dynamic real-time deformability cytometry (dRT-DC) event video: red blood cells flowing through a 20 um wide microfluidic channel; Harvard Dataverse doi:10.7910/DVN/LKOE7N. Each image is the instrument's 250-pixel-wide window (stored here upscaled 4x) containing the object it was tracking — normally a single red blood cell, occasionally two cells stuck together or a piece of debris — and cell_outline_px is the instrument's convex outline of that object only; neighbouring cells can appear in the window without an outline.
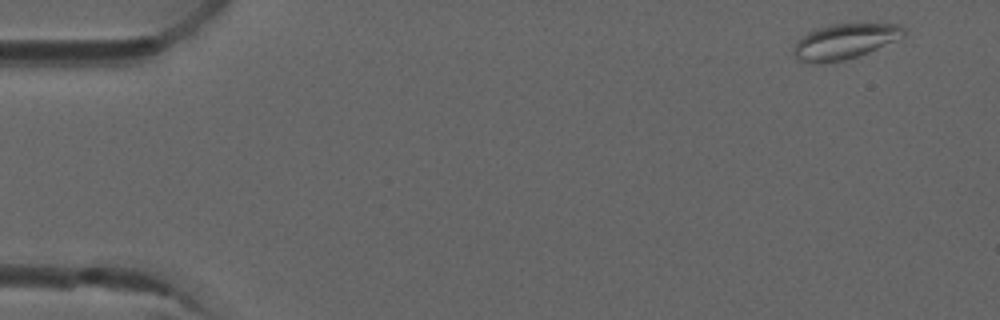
{"species": "common noctule bat (a hibernating species)", "species_latin": "Nyctalus noctula", "temperature_condition": "room temperature", "stored_images_in_passage": 5, "camera_frame_rate_fps": 3000, "um_per_image_px": 0.085, "animal": {"sex": "male", "forearm_length_mm": 52.5}, "frame": {"image": 1, "passage_image": 1, "time_ms": 0.0, "image_size_px": [1000, 320], "cell_outline_px": [[908, 36], [868, 52], [844, 60], [816, 64], [812, 64], [796, 60], [792, 56], [792, 48], [796, 40], [808, 32], [828, 24], [900, 24], [908, 32]], "centroid_in_image_um": [71.78, 3.53], "position_along_channel_um": 13.2, "area_um2": 23.12}}
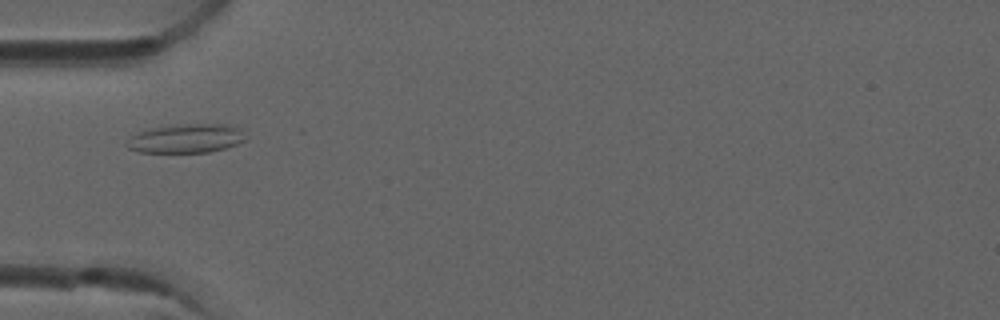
{"frame": {"image": 2, "passage_image": 5, "time_ms": 1.333, "image_size_px": [1000, 320], "cell_outline_px": [[248, 140], [224, 148], [208, 152], [140, 152], [128, 148], [124, 144], [136, 132], [168, 124], [224, 124], [240, 128]], "centroid_in_image_um": [15.81, 11.75], "position_along_channel_um": 69.2, "area_um2": 20.17}}